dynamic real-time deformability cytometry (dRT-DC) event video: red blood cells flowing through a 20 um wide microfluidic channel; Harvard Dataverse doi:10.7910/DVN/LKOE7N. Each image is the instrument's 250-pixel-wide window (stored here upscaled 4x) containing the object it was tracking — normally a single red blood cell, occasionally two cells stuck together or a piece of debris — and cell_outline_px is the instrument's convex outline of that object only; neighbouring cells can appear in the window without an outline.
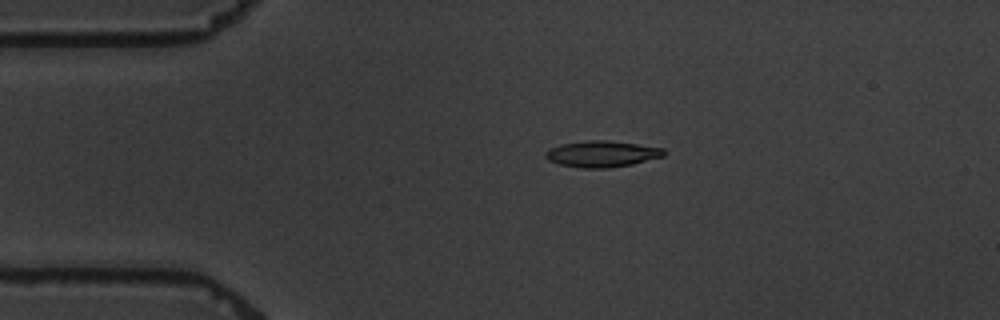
{"species": "common noctule bat (a hibernating species)", "species_latin": "Nyctalus noctula", "temperature_condition": "warm", "stored_images_in_passage": 4, "camera_frame_rate_fps": 3000, "um_per_image_px": 0.085, "animal": {"sex": "male", "body_mass_g": 19.5, "forearm_length_mm": 54.6}, "frame": {"image": 1, "passage_image": 3, "time_ms": 3.333, "image_size_px": [1000, 320], "cell_outline_px": [[664, 156], [632, 164], [608, 168], [580, 168], [560, 164], [548, 160], [544, 156], [544, 152], [548, 148], [560, 144], [588, 140], [608, 140], [664, 148]], "centroid_in_image_um": [51.11, 13.08], "position_along_channel_um": 33.9, "area_um2": 18.15}}